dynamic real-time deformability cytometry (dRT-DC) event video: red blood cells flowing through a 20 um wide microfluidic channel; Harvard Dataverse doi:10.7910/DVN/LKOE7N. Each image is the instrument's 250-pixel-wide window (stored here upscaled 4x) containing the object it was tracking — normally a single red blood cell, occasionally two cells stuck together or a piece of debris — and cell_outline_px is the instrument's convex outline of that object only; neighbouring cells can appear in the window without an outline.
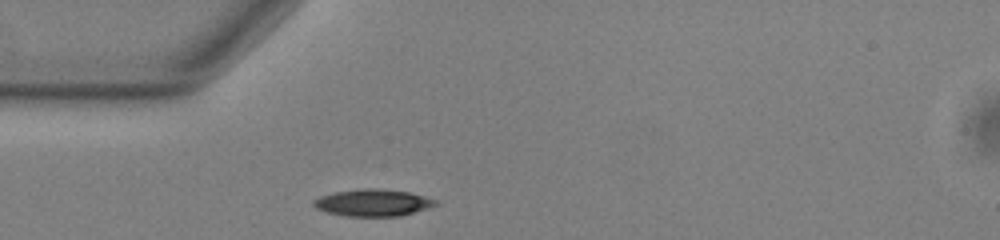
{"species": "common noctule bat (a hibernating species)", "species_latin": "Nyctalus noctula", "temperature_condition": "warm", "stored_images_in_passage": 40, "camera_frame_rate_fps": 3000, "um_per_image_px": 0.085, "animal": {"sex": "male", "body_mass_g": 13.0, "forearm_length_mm": 53.1}, "frame": {"image": 1, "passage_image": 1, "time_ms": 0.0, "image_size_px": [1000, 240], "cell_outline_px": [[440, 204], [400, 216], [348, 216], [328, 212], [316, 208], [312, 204], [312, 200], [320, 196], [332, 192], [364, 188], [376, 188], [408, 192], [424, 196], [436, 200]], "centroid_in_image_um": [31.68, 17.22], "position_along_channel_um": 53.3, "area_um2": 19.07}}
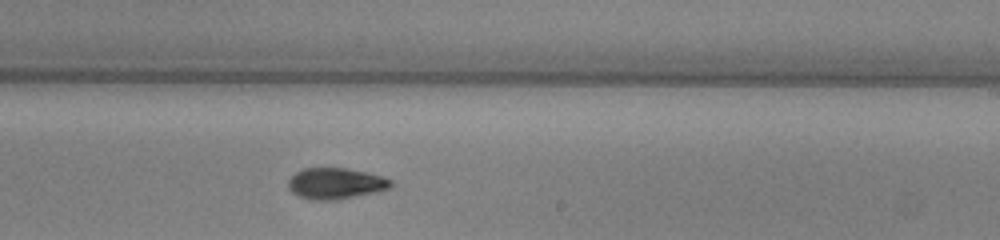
{"frame": {"image": 2, "passage_image": 18, "time_ms": 5.667, "image_size_px": [1000, 240], "cell_outline_px": [[396, 184], [392, 188], [376, 192], [336, 200], [312, 200], [300, 196], [292, 192], [288, 188], [288, 180], [296, 172], [304, 168], [344, 168], [368, 172], [384, 176], [392, 180]], "centroid_in_image_um": [28.59, 15.59], "position_along_channel_um": 260.4, "area_um2": 18.84}}
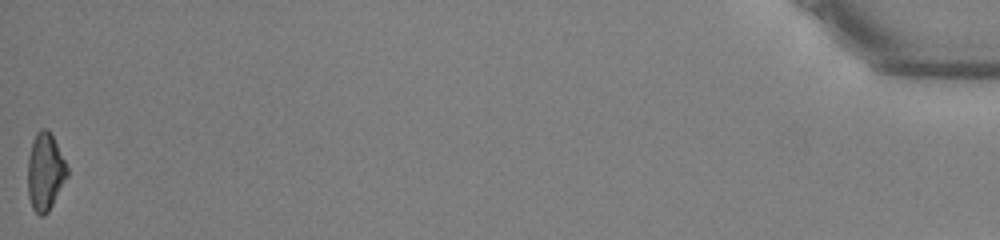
{"frame": {"image": 3, "passage_image": 40, "time_ms": 13.0, "image_size_px": [1000, 240], "cell_outline_px": [[68, 176], [48, 212], [44, 216], [40, 216], [32, 208], [28, 196], [28, 156], [32, 140], [36, 132], [40, 128], [48, 128], [68, 168]], "centroid_in_image_um": [3.82, 14.6], "position_along_channel_um": 431.4, "area_um2": 17.8}, "authors_computed_cell_mechanics": {"area_um2": 18.3226, "velocity_mm_per_s": 3.7778, "shape_relaxation_time_tau1_ms": 4.3874, "shape_relaxation_time_tau2_ms": 6.3664, "deformation_change_tau1": 0.1633, "deformation_change_tau2": 0.1438}}